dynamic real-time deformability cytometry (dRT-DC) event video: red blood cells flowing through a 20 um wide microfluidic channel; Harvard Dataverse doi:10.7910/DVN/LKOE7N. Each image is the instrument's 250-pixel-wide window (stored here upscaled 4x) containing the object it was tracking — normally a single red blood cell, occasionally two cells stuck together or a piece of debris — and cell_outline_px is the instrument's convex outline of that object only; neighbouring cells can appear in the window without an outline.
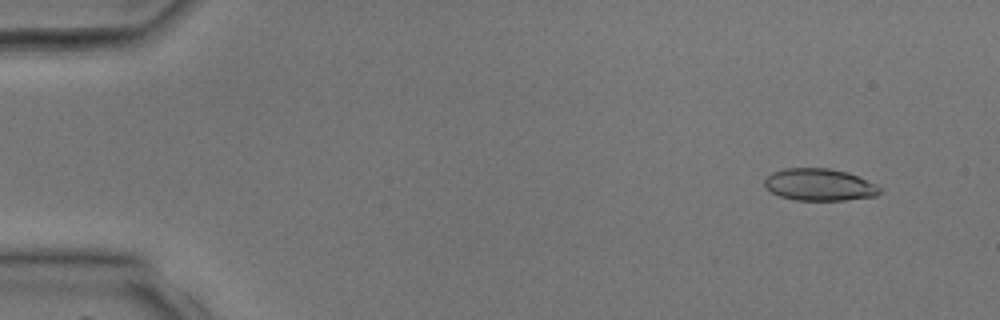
{"species": "common noctule bat (a hibernating species)", "species_latin": "Nyctalus noctula", "temperature_condition": "room temperature", "stored_images_in_passage": 33, "camera_frame_rate_fps": 3000, "um_per_image_px": 0.085, "animal": {"sex": "male", "body_mass_g": 17.9, "forearm_length_mm": 54.2}, "frame": {"image": 1, "passage_image": 4, "time_ms": 1.0, "image_size_px": [1000, 320], "cell_outline_px": [[880, 192], [876, 196], [844, 200], [792, 200], [780, 196], [764, 188], [764, 180], [772, 172], [784, 168], [828, 168], [848, 172], [876, 184], [880, 188]], "centroid_in_image_um": [69.62, 15.7], "position_along_channel_um": 15.4, "area_um2": 21.62}}
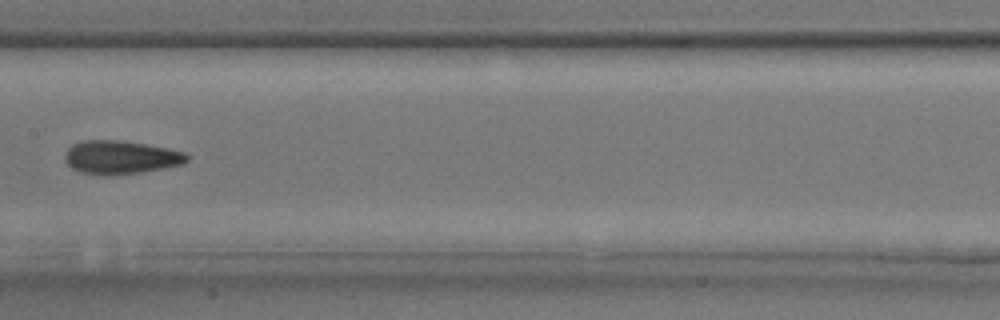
{"frame": {"image": 2, "passage_image": 21, "time_ms": 6.667, "image_size_px": [1000, 320], "cell_outline_px": [[188, 160], [184, 164], [164, 168], [140, 172], [108, 176], [104, 176], [80, 172], [72, 168], [64, 160], [64, 156], [68, 148], [72, 144], [84, 140], [120, 140], [168, 148], [188, 152]], "centroid_in_image_um": [10.26, 13.37], "position_along_channel_um": 197.1, "area_um2": 23.99}}
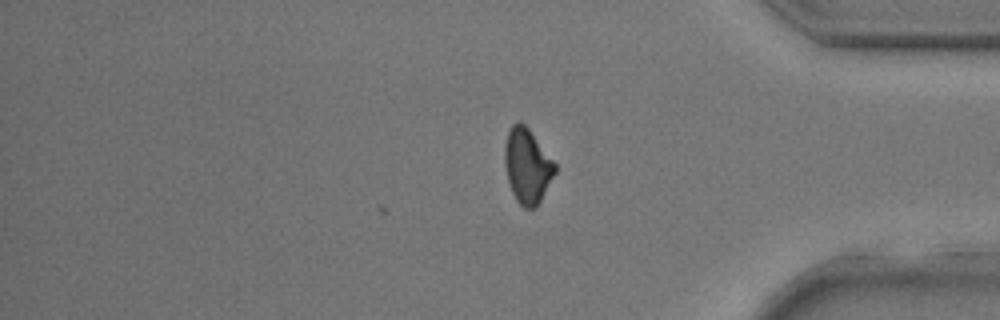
{"frame": {"image": 3, "passage_image": 33, "time_ms": 10.667, "image_size_px": [1000, 320], "cell_outline_px": [[556, 172], [536, 208], [524, 208], [516, 200], [512, 192], [508, 180], [504, 164], [504, 148], [508, 132], [512, 124], [520, 120], [528, 128], [556, 164]], "centroid_in_image_um": [44.81, 14.1], "position_along_channel_um": 390.4, "area_um2": 21.79}}